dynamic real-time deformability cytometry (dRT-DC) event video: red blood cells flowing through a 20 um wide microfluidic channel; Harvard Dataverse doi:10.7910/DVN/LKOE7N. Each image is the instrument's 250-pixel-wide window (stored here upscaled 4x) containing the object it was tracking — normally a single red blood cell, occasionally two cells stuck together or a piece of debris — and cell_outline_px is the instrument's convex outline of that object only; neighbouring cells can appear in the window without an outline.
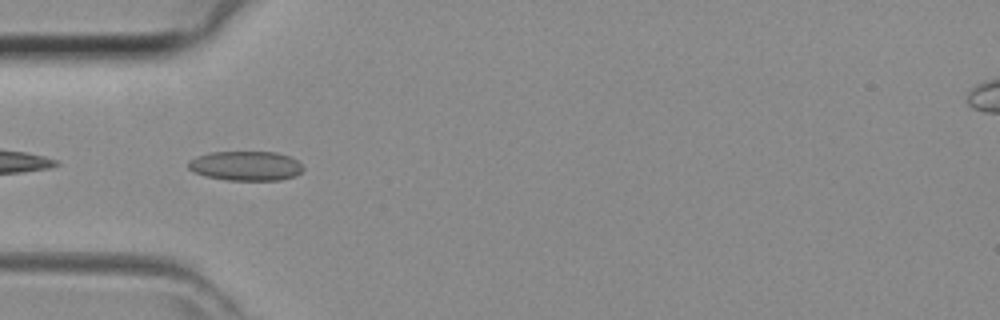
{"species": "common noctule bat (a hibernating species)", "species_latin": "Nyctalus noctula", "temperature_condition": "room temperature", "stored_images_in_passage": 21, "camera_frame_rate_fps": 3000, "um_per_image_px": 0.085, "animal": {"sex": "female", "body_mass_g": 29.2, "forearm_length_mm": 56.3}, "frame": {"image": 1, "passage_image": 1, "time_ms": 0.0, "image_size_px": [1000, 320], "cell_outline_px": [[304, 168], [296, 176], [280, 180], [228, 180], [204, 176], [188, 168], [188, 160], [196, 156], [212, 152], [276, 152], [288, 156], [296, 160]], "centroid_in_image_um": [20.88, 14.1], "position_along_channel_um": 64.1, "area_um2": 19.71}}
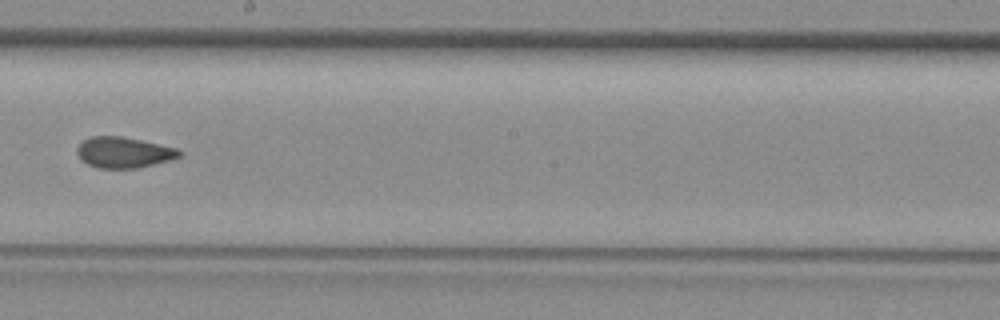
{"frame": {"image": 2, "passage_image": 12, "time_ms": 3.667, "image_size_px": [1000, 320], "cell_outline_px": [[184, 152], [180, 156], [168, 160], [136, 168], [100, 168], [88, 164], [80, 160], [76, 152], [76, 148], [84, 140], [92, 136], [120, 136], [140, 140], [176, 148]], "centroid_in_image_um": [10.48, 12.95], "position_along_channel_um": 237.7, "area_um2": 18.15}}
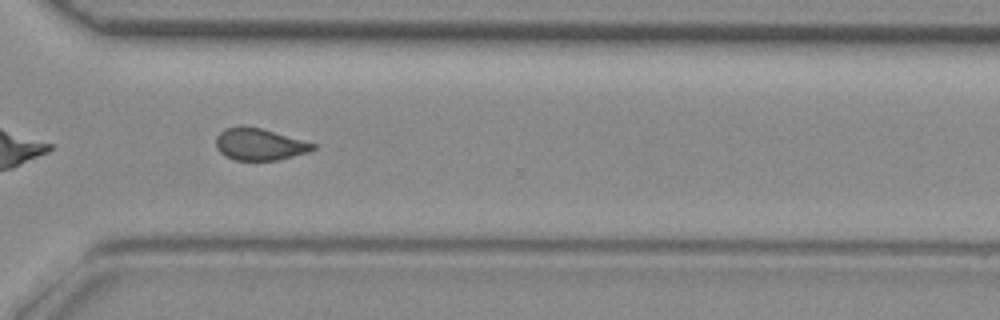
{"frame": {"image": 3, "passage_image": 19, "time_ms": 6.0, "image_size_px": [1000, 320], "cell_outline_px": [[316, 148], [308, 152], [276, 160], [236, 160], [224, 156], [216, 148], [216, 136], [224, 128], [240, 124], [244, 124], [260, 128], [316, 144]], "centroid_in_image_um": [21.99, 12.24], "position_along_channel_um": 348.6, "area_um2": 18.09}}